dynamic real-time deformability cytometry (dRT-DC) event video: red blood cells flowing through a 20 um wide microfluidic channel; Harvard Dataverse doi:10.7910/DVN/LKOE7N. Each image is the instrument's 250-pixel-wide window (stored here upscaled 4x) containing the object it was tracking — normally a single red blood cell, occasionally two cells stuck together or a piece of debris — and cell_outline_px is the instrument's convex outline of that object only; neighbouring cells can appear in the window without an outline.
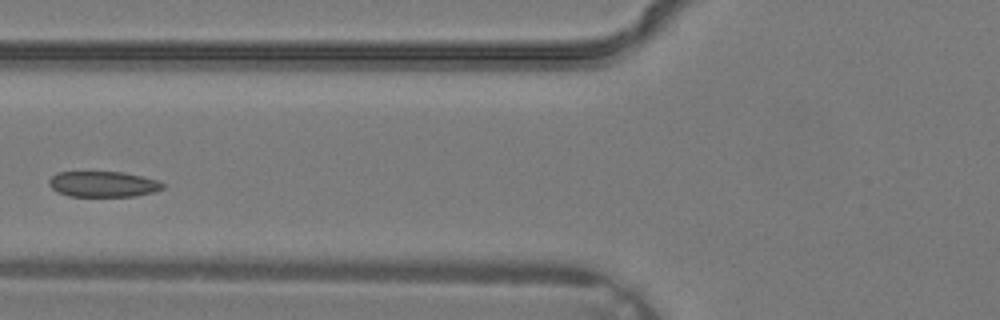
{"species": "common noctule bat (a hibernating species)", "species_latin": "Nyctalus noctula", "temperature_condition": "warm", "stored_images_in_passage": 3, "camera_frame_rate_fps": 3000, "um_per_image_px": 0.085, "animal": {"sex": "male", "body_mass_g": 19.2, "forearm_length_mm": 51.8}, "frame": {"image": 1, "passage_image": 3, "time_ms": 0.667, "image_size_px": [1000, 320], "cell_outline_px": [[164, 188], [152, 192], [136, 196], [68, 196], [56, 192], [48, 184], [48, 180], [56, 172], [124, 172], [156, 180], [164, 184]], "centroid_in_image_um": [8.72, 15.65], "position_along_channel_um": 117.1, "area_um2": 16.99}}